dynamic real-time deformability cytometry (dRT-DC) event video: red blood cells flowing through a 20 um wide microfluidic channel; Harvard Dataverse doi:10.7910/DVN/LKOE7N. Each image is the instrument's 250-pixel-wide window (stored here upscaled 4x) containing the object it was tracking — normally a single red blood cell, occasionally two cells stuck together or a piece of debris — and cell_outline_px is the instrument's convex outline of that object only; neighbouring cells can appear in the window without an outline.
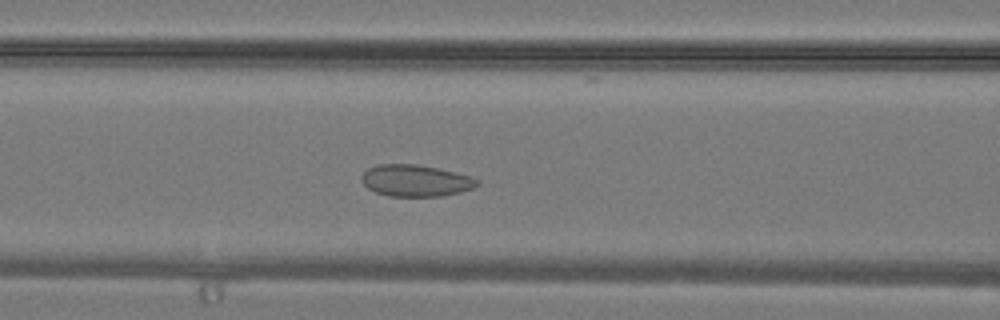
{"species": "common noctule bat (a hibernating species)", "species_latin": "Nyctalus noctula", "temperature_condition": "warm", "stored_images_in_passage": 26, "camera_frame_rate_fps": 3000, "um_per_image_px": 0.085, "animal": {"sex": "male", "body_mass_g": 19.2, "forearm_length_mm": 51.8}, "frame": {"image": 1, "passage_image": 9, "time_ms": 2.667, "image_size_px": [1000, 320], "cell_outline_px": [[480, 184], [472, 188], [460, 192], [440, 196], [388, 196], [376, 192], [368, 188], [360, 180], [360, 176], [368, 168], [380, 164], [416, 164], [440, 168], [472, 176], [480, 180]], "centroid_in_image_um": [35.34, 15.34], "position_along_channel_um": 131.3, "area_um2": 21.5}}
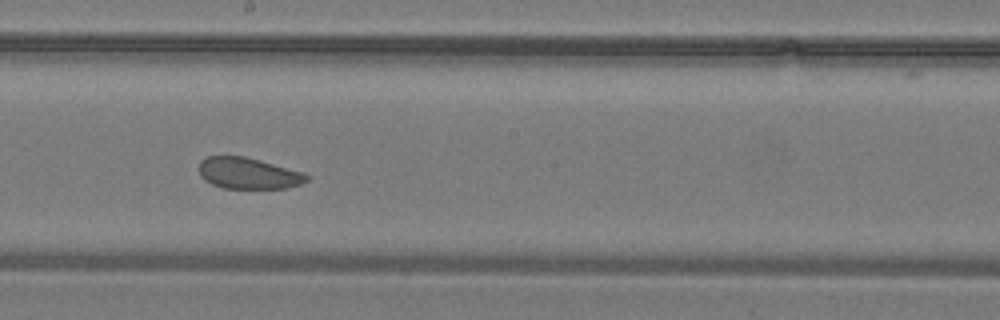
{"frame": {"image": 2, "passage_image": 14, "time_ms": 4.333, "image_size_px": [1000, 320], "cell_outline_px": [[308, 180], [300, 184], [288, 188], [224, 188], [212, 184], [204, 180], [200, 176], [200, 160], [208, 156], [244, 156], [260, 160], [304, 172], [308, 176]], "centroid_in_image_um": [21.11, 14.73], "position_along_channel_um": 227.1, "area_um2": 19.59}}
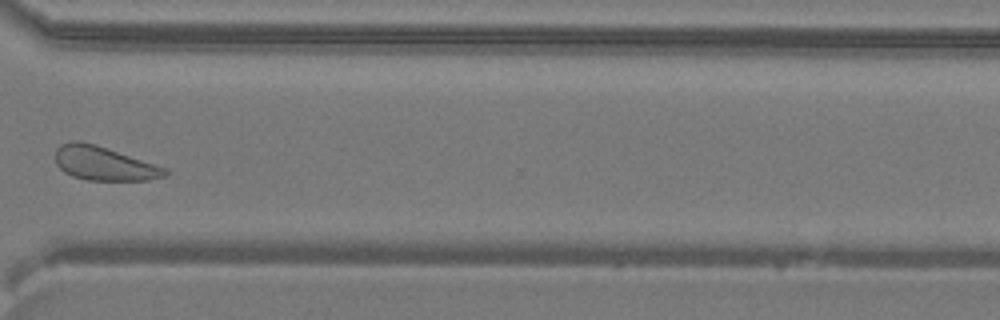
{"frame": {"image": 3, "passage_image": 21, "time_ms": 6.667, "image_size_px": [1000, 320], "cell_outline_px": [[168, 176], [148, 180], [88, 180], [72, 176], [64, 172], [56, 164], [56, 148], [60, 144], [72, 140], [80, 140], [96, 144], [164, 168], [168, 172]], "centroid_in_image_um": [8.78, 13.89], "position_along_channel_um": 361.8, "area_um2": 21.5}}